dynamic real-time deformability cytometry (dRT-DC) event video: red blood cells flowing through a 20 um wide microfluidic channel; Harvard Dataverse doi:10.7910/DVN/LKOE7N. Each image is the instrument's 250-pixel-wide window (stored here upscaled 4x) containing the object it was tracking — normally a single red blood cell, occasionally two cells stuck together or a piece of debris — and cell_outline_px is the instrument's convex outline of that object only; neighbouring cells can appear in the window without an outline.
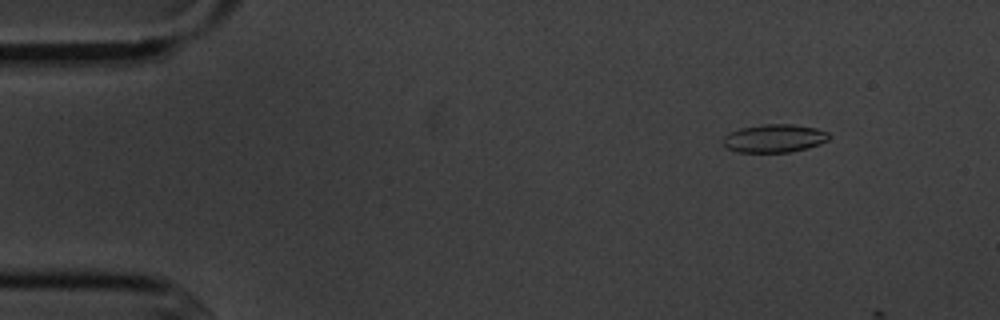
{"species": "common noctule bat (a hibernating species)", "species_latin": "Nyctalus noctula", "temperature_condition": "cold", "stored_images_in_passage": 3, "camera_frame_rate_fps": 3000, "um_per_image_px": 0.085, "animal": {"sex": "male", "body_mass_g": 20.1, "forearm_length_mm": 53.5}, "frame": {"image": 1, "passage_image": 2, "time_ms": 1.333, "image_size_px": [1000, 320], "cell_outline_px": [[828, 140], [820, 144], [808, 148], [788, 152], [736, 152], [720, 144], [724, 136], [740, 128], [760, 124], [792, 124], [816, 128], [828, 132]], "centroid_in_image_um": [65.79, 11.76], "position_along_channel_um": 19.2, "area_um2": 17.46}}